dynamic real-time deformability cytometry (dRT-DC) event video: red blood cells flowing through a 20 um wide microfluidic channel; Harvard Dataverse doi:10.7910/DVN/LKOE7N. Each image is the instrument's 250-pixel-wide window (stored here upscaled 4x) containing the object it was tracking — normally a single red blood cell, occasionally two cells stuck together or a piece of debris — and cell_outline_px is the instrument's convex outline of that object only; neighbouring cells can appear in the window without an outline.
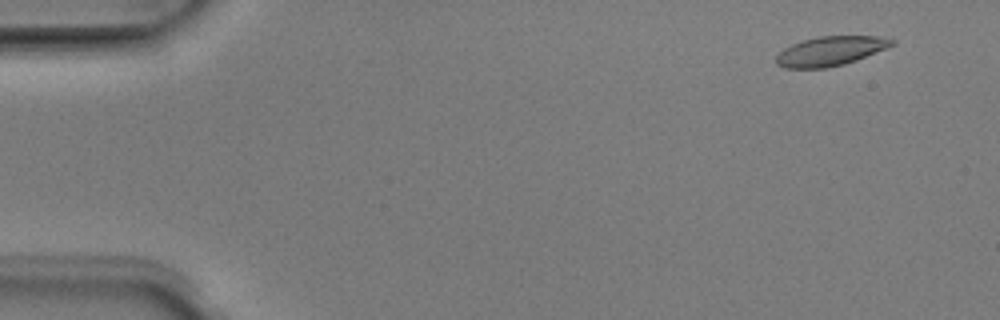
{"species": "Egyptian fruit bat (a non-hibernating species)", "species_latin": "Rousettus aegyptiacus", "temperature_condition": "room temperature", "stored_images_in_passage": 52, "camera_frame_rate_fps": 3000, "um_per_image_px": 0.085, "animal": {"sex": "male"}, "frame": {"image": 1, "passage_image": 4, "time_ms": 1.0, "image_size_px": [1000, 320], "cell_outline_px": [[896, 44], [888, 48], [856, 60], [844, 64], [828, 68], [784, 68], [776, 64], [776, 56], [784, 48], [792, 44], [804, 40], [820, 36], [880, 36], [896, 40]], "centroid_in_image_um": [70.62, 4.34], "position_along_channel_um": 14.4, "area_um2": 19.88}}
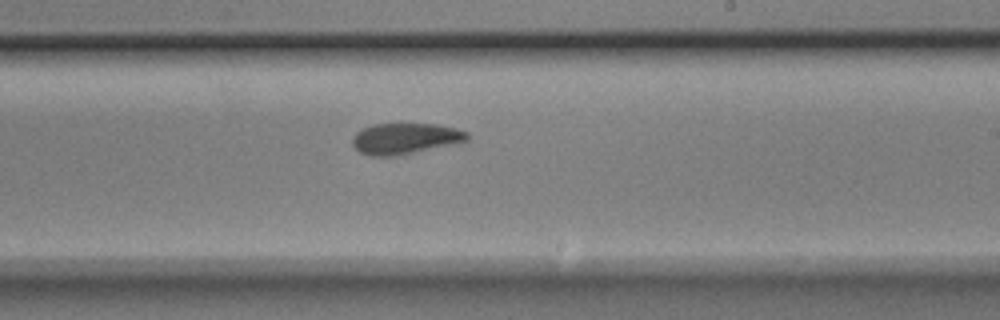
{"frame": {"image": 2, "passage_image": 31, "time_ms": 10.0, "image_size_px": [1000, 320], "cell_outline_px": [[468, 140], [456, 144], [396, 156], [372, 156], [360, 152], [352, 144], [352, 136], [356, 132], [372, 124], [436, 124], [456, 128], [468, 132]], "centroid_in_image_um": [34.45, 11.78], "position_along_channel_um": 254.5, "area_um2": 20.81}}
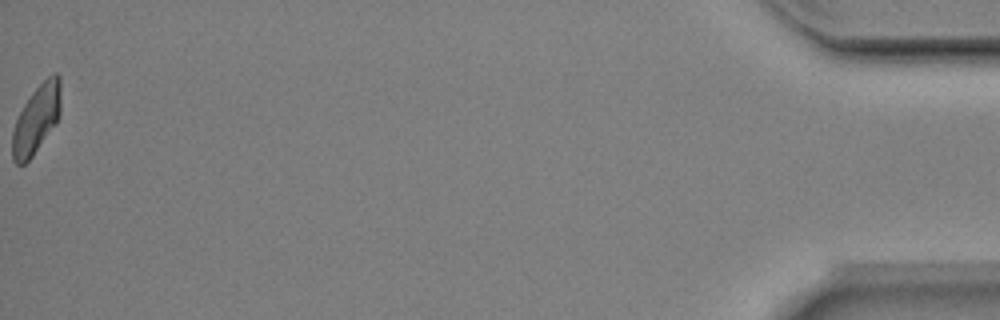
{"frame": {"image": 3, "passage_image": 52, "time_ms": 17.0, "image_size_px": [1000, 320], "cell_outline_px": [[60, 116], [56, 124], [32, 156], [24, 164], [16, 164], [12, 160], [12, 132], [16, 120], [24, 104], [32, 92], [52, 72], [56, 72], [60, 76]], "centroid_in_image_um": [3.1, 10.12], "position_along_channel_um": 432.1, "area_um2": 19.31}, "authors_computed_cell_mechanics": {"area_um2": 20.4034, "velocity_mm_per_s": 3.9519, "shape_relaxation_time_tau1_ms": 4.2181, "shape_relaxation_time_tau2_ms": 2.8181, "deformation_change_tau1": 0.132, "deformation_change_tau2": 0.0887}}